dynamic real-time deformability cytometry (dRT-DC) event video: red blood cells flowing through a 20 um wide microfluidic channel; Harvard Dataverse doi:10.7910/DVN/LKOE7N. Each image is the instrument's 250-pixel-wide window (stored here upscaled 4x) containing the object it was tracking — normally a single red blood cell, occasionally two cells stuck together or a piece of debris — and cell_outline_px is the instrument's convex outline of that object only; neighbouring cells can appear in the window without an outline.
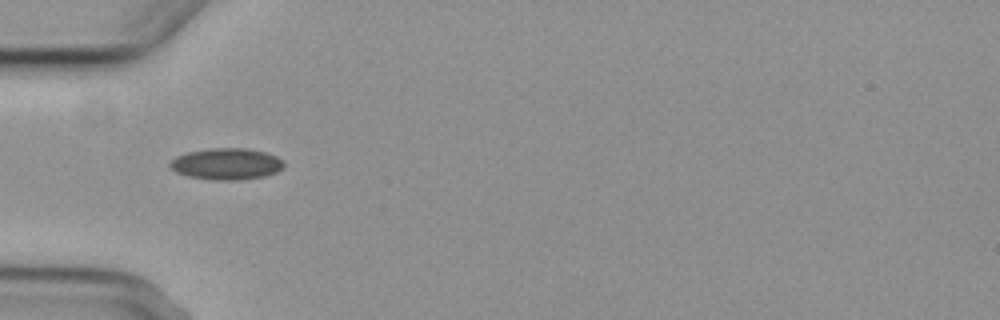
{"species": "common noctule bat (a hibernating species)", "species_latin": "Nyctalus noctula", "temperature_condition": "cold", "stored_images_in_passage": 2, "camera_frame_rate_fps": 3000, "um_per_image_px": 0.085, "animal": {"sex": "female", "body_mass_g": 29.2, "forearm_length_mm": 56.3}, "frame": {"image": 1, "passage_image": 1, "time_ms": 0.0, "image_size_px": [1000, 320], "cell_outline_px": [[284, 168], [276, 172], [264, 176], [240, 180], [212, 180], [188, 176], [176, 172], [168, 164], [176, 156], [188, 152], [208, 148], [244, 148], [264, 152], [276, 156], [284, 160]], "centroid_in_image_um": [19.26, 13.93], "position_along_channel_um": 65.7, "area_um2": 20.92}}
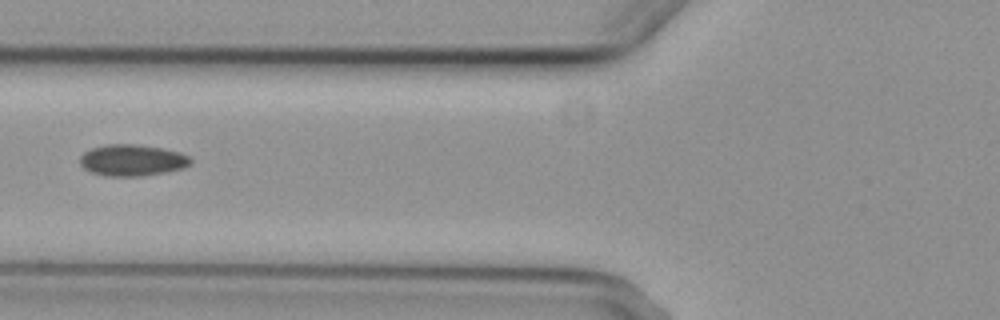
{"frame": {"image": 2, "passage_image": 2, "time_ms": 1.333, "image_size_px": [1000, 320], "cell_outline_px": [[192, 164], [184, 168], [164, 172], [140, 176], [104, 176], [92, 172], [84, 168], [80, 164], [80, 156], [84, 152], [92, 148], [108, 144], [136, 144], [160, 148], [180, 152], [188, 156], [192, 160]], "centroid_in_image_um": [11.24, 13.62], "position_along_channel_um": 114.6, "area_um2": 20.23}}